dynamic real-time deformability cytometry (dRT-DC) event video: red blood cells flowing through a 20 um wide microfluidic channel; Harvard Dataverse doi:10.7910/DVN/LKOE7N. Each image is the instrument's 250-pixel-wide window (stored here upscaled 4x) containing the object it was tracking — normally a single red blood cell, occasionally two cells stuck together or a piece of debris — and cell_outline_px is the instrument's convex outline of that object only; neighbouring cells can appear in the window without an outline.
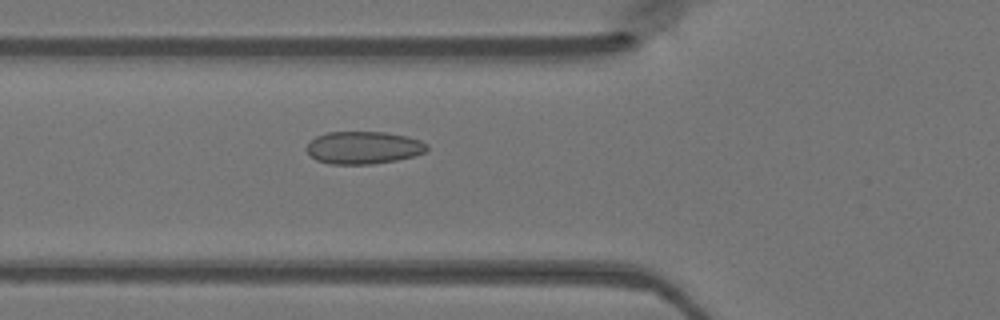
{"species": "Egyptian fruit bat (a non-hibernating species)", "species_latin": "Rousettus aegyptiacus", "temperature_condition": "warm", "stored_images_in_passage": 30, "camera_frame_rate_fps": 3000, "um_per_image_px": 0.085, "animal": {"sex": "female"}, "frame": {"image": 1, "passage_image": 4, "time_ms": 1.0, "image_size_px": [1000, 320], "cell_outline_px": [[428, 148], [424, 152], [412, 156], [396, 160], [372, 164], [328, 164], [316, 160], [304, 148], [316, 136], [328, 132], [384, 132], [408, 136], [420, 140], [428, 144]], "centroid_in_image_um": [30.89, 12.55], "position_along_channel_um": 94.9, "area_um2": 22.83}}
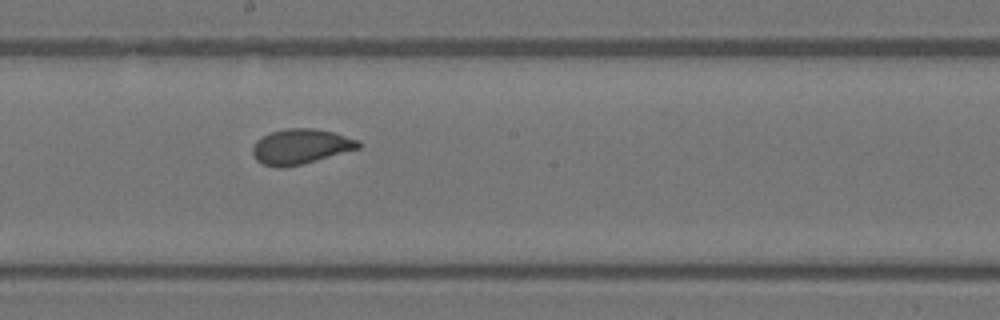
{"frame": {"image": 2, "passage_image": 13, "time_ms": 4.0, "image_size_px": [1000, 320], "cell_outline_px": [[360, 148], [300, 164], [284, 168], [276, 168], [264, 164], [256, 160], [252, 152], [252, 148], [256, 140], [272, 132], [288, 128], [312, 128], [332, 132], [356, 140], [360, 144]], "centroid_in_image_um": [25.5, 12.46], "position_along_channel_um": 222.7, "area_um2": 21.21}}
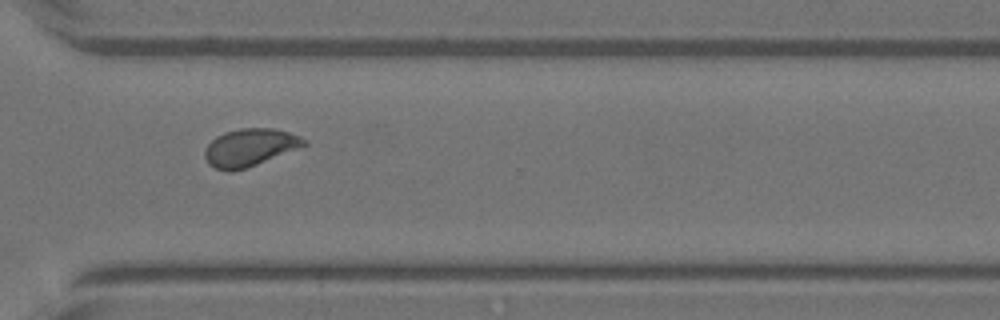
{"frame": {"image": 3, "passage_image": 22, "time_ms": 7.0, "image_size_px": [1000, 320], "cell_outline_px": [[308, 144], [300, 148], [256, 164], [232, 172], [216, 168], [208, 164], [204, 156], [204, 152], [208, 144], [216, 136], [224, 132], [240, 128], [272, 128], [288, 132], [300, 136], [308, 140]], "centroid_in_image_um": [21.24, 12.52], "position_along_channel_um": 349.4, "area_um2": 21.68}}